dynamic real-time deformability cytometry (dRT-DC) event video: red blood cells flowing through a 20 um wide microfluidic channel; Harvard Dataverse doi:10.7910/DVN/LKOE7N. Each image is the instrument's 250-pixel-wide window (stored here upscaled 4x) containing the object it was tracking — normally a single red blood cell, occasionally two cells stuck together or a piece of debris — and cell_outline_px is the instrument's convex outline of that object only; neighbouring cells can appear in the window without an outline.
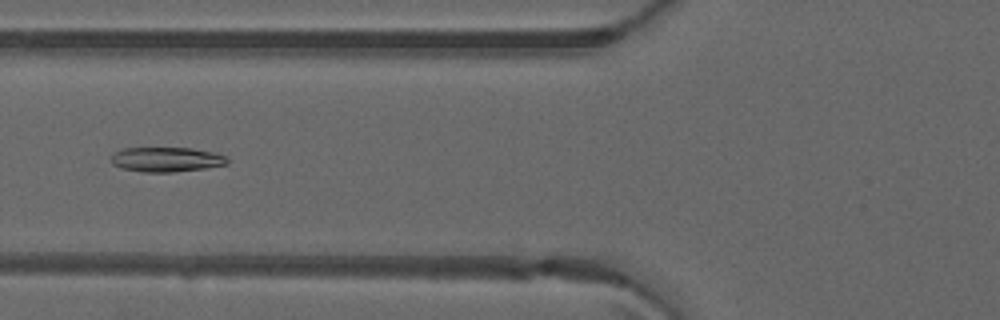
{"species": "common noctule bat (a hibernating species)", "species_latin": "Nyctalus noctula", "temperature_condition": "warm", "stored_images_in_passage": 51, "camera_frame_rate_fps": 3000, "um_per_image_px": 0.085, "animal": {"sex": "male", "forearm_length_mm": 52.5}, "frame": {"image": 1, "passage_image": 21, "time_ms": 6.667, "image_size_px": [1000, 320], "cell_outline_px": [[228, 164], [204, 168], [172, 172], [144, 172], [120, 168], [112, 164], [112, 156], [116, 152], [124, 148], [192, 148], [216, 152], [228, 156]], "centroid_in_image_um": [14.19, 13.55], "position_along_channel_um": 111.6, "area_um2": 16.76}}
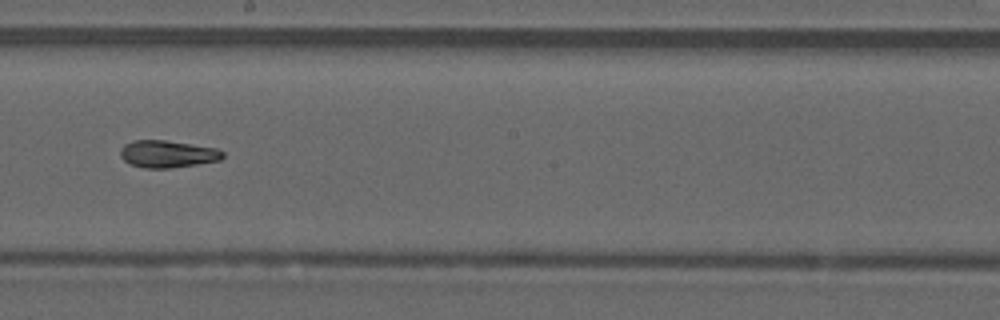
{"frame": {"image": 2, "passage_image": 30, "time_ms": 9.667, "image_size_px": [1000, 320], "cell_outline_px": [[224, 156], [220, 160], [196, 164], [168, 168], [144, 168], [132, 164], [124, 160], [120, 156], [120, 148], [124, 144], [132, 140], [164, 140], [192, 144], [216, 148], [224, 152]], "centroid_in_image_um": [14.22, 13.08], "position_along_channel_um": 234.0, "area_um2": 16.18}}
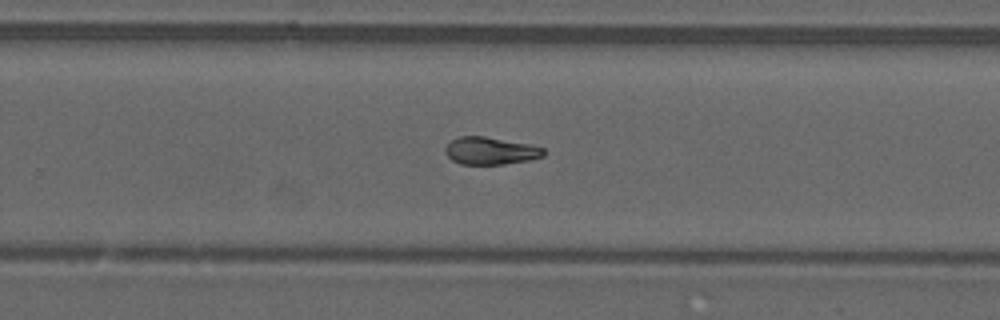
{"frame": {"image": 3, "passage_image": 34, "time_ms": 11.0, "image_size_px": [1000, 320], "cell_outline_px": [[544, 156], [528, 160], [504, 164], [460, 164], [452, 160], [444, 152], [444, 148], [452, 140], [460, 136], [484, 136], [532, 144], [544, 148]], "centroid_in_image_um": [41.69, 12.81], "position_along_channel_um": 288.1, "area_um2": 15.78}, "authors_computed_cell_mechanics": {"area_um2": 16.8198, "velocity_mm_per_s": 4.0815, "shape_relaxation_time_tau1_ms": null, "shape_relaxation_time_tau2_ms": 2.5231, "deformation_change_tau1": null, "deformation_change_tau2": 0.0735}}